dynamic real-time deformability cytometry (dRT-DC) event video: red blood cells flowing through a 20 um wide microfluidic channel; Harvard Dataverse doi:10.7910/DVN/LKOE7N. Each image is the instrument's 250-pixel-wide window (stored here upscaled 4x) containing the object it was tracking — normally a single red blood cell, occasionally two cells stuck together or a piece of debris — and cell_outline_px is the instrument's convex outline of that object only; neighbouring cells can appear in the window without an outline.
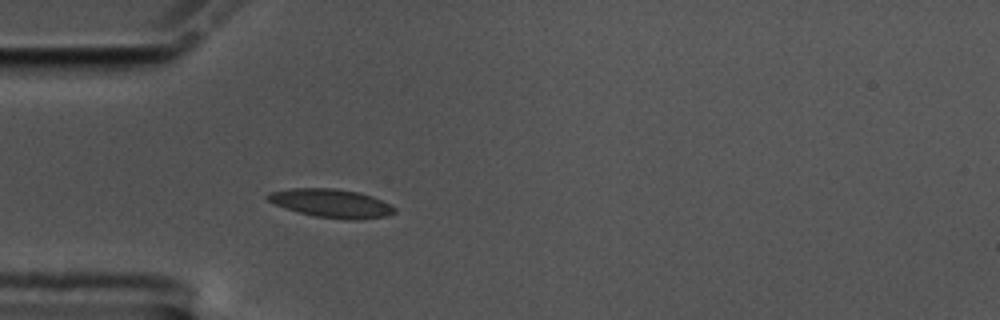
{"species": "common noctule bat (a hibernating species)", "species_latin": "Nyctalus noctula", "temperature_condition": "cold", "stored_images_in_passage": 34, "camera_frame_rate_fps": 3000, "um_per_image_px": 0.085, "animal": {"sex": "male", "body_mass_g": 17.5, "forearm_length_mm": 52.3}, "frame": {"image": 1, "passage_image": 1, "time_ms": 0.0, "image_size_px": [1000, 320], "cell_outline_px": [[396, 212], [388, 216], [356, 220], [348, 220], [316, 216], [300, 212], [276, 204], [268, 200], [264, 196], [268, 192], [292, 188], [332, 188], [360, 192], [372, 196], [396, 208]], "centroid_in_image_um": [28.18, 17.27], "position_along_channel_um": 56.8, "area_um2": 20.92}}
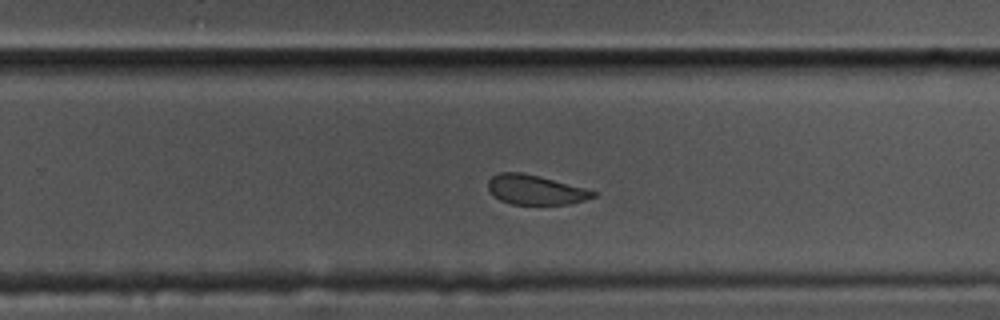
{"frame": {"image": 2, "passage_image": 21, "time_ms": 6.667, "image_size_px": [1000, 320], "cell_outline_px": [[596, 196], [584, 200], [568, 204], [512, 204], [500, 200], [488, 188], [488, 180], [492, 176], [500, 172], [520, 172], [584, 188], [596, 192]], "centroid_in_image_um": [45.48, 16.14], "position_along_channel_um": 284.3, "area_um2": 17.63}}
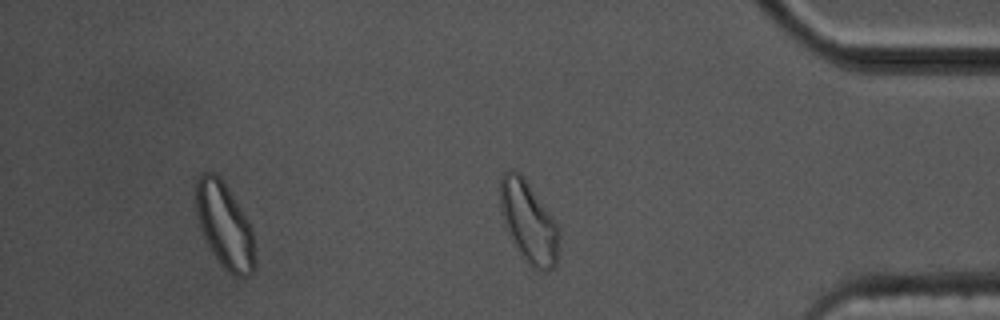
{"frame": {"image": 3, "passage_image": 32, "time_ms": 10.333, "image_size_px": [1000, 320], "cell_outline_px": [[256, 268], [252, 276], [244, 280], [228, 272], [220, 264], [212, 252], [200, 228], [196, 208], [196, 180], [200, 172], [216, 172], [248, 220], [252, 228], [256, 256]], "centroid_in_image_um": [19.13, 19.24], "position_along_channel_um": 416.1, "area_um2": 29.59}, "authors_computed_cell_mechanics": {"area_um2": 19.7387, "velocity_mm_per_s": 3.4879, "shape_relaxation_time_tau1_ms": null, "shape_relaxation_time_tau2_ms": 3.0357, "deformation_change_tau1": null, "deformation_change_tau2": 0.0778}}